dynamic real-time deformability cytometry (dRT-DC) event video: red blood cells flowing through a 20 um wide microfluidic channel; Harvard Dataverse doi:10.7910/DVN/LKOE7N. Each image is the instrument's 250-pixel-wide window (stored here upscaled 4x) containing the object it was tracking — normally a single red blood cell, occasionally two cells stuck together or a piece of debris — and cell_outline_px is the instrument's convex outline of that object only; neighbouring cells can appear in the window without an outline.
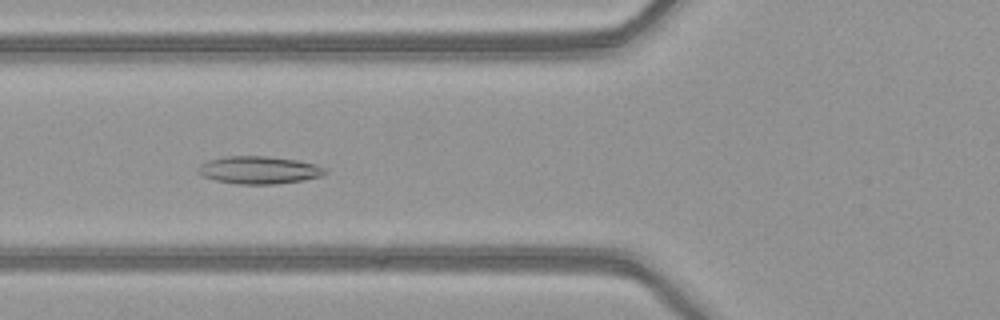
{"species": "common noctule bat (a hibernating species)", "species_latin": "Nyctalus noctula", "temperature_condition": "warm", "stored_images_in_passage": 5, "camera_frame_rate_fps": 3000, "um_per_image_px": 0.085, "animal": {"sex": "female", "body_mass_g": 21.9}, "frame": {"image": 1, "passage_image": 4, "time_ms": 1.0, "image_size_px": [1000, 320], "cell_outline_px": [[328, 172], [320, 176], [304, 180], [276, 184], [236, 184], [216, 180], [200, 176], [196, 172], [196, 168], [200, 164], [208, 160], [224, 156], [264, 156], [296, 160], [316, 164], [328, 168]], "centroid_in_image_um": [21.99, 14.45], "position_along_channel_um": 103.8, "area_um2": 20.69}}
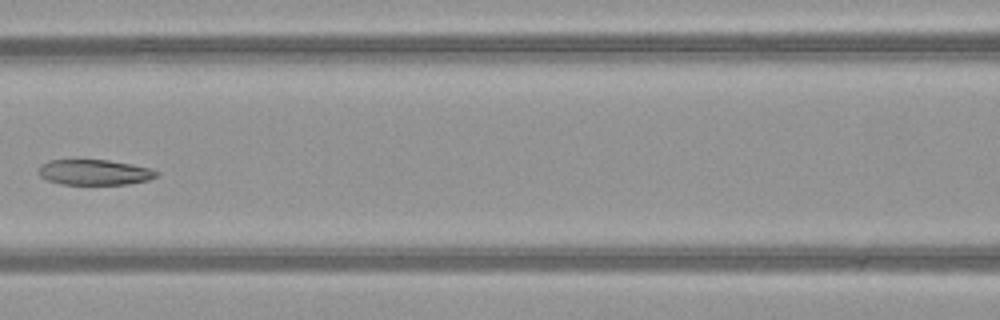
{"frame": {"image": 2, "passage_image": 5, "time_ms": 1.333, "image_size_px": [1000, 320], "cell_outline_px": [[160, 172], [156, 176], [148, 180], [128, 184], [60, 184], [48, 180], [40, 176], [36, 172], [36, 168], [40, 164], [48, 160], [108, 160], [132, 164], [148, 168]], "centroid_in_image_um": [7.97, 14.64], "position_along_channel_um": 158.6, "area_um2": 17.57}}